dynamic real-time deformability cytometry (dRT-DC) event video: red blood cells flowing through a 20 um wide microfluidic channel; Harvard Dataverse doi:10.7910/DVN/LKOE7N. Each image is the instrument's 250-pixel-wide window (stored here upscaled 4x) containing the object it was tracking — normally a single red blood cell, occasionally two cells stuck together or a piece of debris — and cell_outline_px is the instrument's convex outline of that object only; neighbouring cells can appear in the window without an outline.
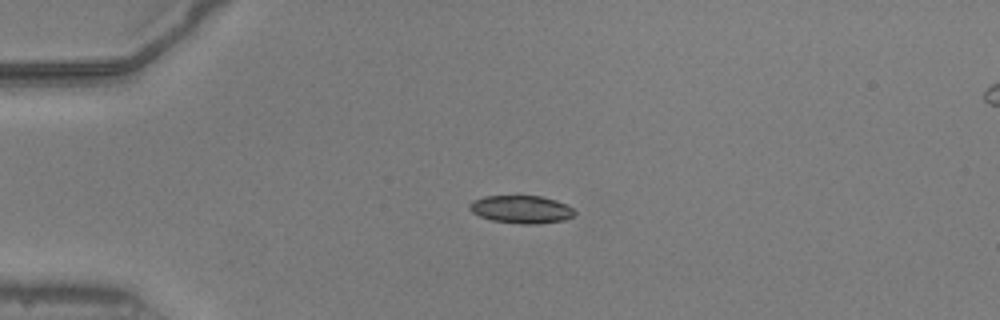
{"species": "common noctule bat (a hibernating species)", "species_latin": "Nyctalus noctula", "temperature_condition": "warm", "stored_images_in_passage": 8, "camera_frame_rate_fps": 3000, "um_per_image_px": 0.085, "animal": {"sex": "male", "body_mass_g": 20.5, "forearm_length_mm": 52.5}, "frame": {"image": 1, "passage_image": 1, "time_ms": 0.0, "image_size_px": [1000, 320], "cell_outline_px": [[576, 212], [572, 216], [564, 220], [536, 224], [520, 224], [492, 220], [480, 216], [472, 212], [468, 208], [468, 204], [472, 200], [484, 196], [544, 196], [568, 204]], "centroid_in_image_um": [44.3, 17.79], "position_along_channel_um": 40.7, "area_um2": 17.17}}
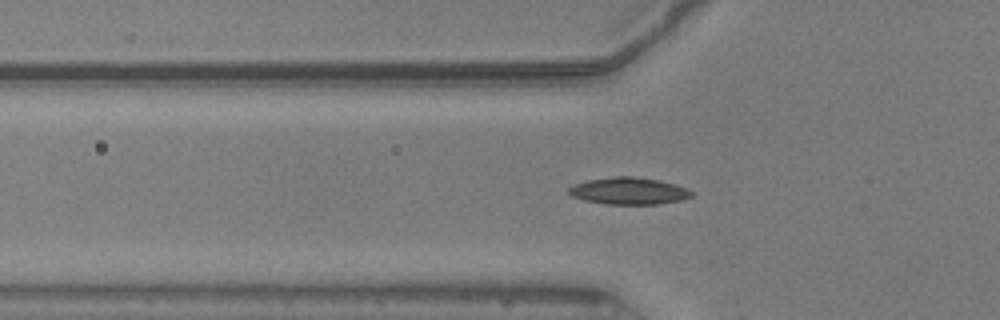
{"frame": {"image": 2, "passage_image": 6, "time_ms": 1.667, "image_size_px": [1000, 320], "cell_outline_px": [[692, 196], [680, 200], [660, 204], [608, 204], [584, 200], [572, 196], [568, 192], [568, 188], [576, 184], [588, 180], [616, 176], [632, 176], [660, 180], [688, 188], [692, 192]], "centroid_in_image_um": [53.46, 16.23], "position_along_channel_um": 72.3, "area_um2": 19.19}}